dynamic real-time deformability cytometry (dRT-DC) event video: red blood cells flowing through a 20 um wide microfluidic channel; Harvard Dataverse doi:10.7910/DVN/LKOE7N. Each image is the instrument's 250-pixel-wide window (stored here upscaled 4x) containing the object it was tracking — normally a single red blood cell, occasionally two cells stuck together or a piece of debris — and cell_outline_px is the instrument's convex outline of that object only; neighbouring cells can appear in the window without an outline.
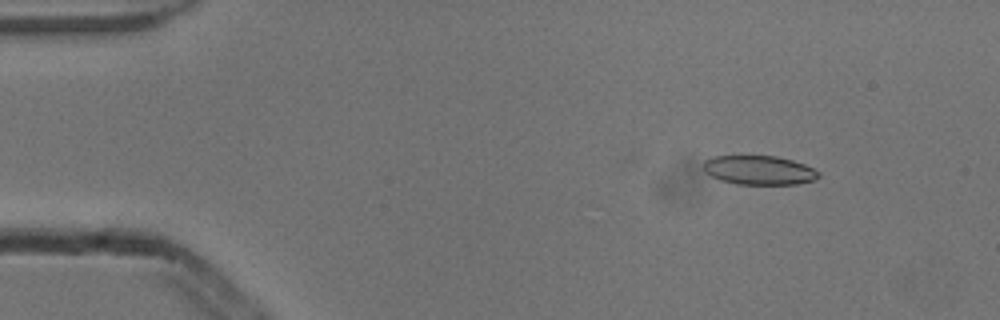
{"species": "common noctule bat (a hibernating species)", "species_latin": "Nyctalus noctula", "temperature_condition": "cold", "stored_images_in_passage": 6, "camera_frame_rate_fps": 3000, "um_per_image_px": 0.085, "animal": {"sex": "male", "body_mass_g": 13.3}, "frame": {"image": 1, "passage_image": 1, "time_ms": 0.0, "image_size_px": [1000, 320], "cell_outline_px": [[820, 176], [816, 180], [796, 184], [736, 184], [720, 180], [704, 172], [704, 160], [712, 156], [776, 156], [792, 160], [804, 164], [820, 172]], "centroid_in_image_um": [64.53, 14.46], "position_along_channel_um": 20.5, "area_um2": 19.59}}
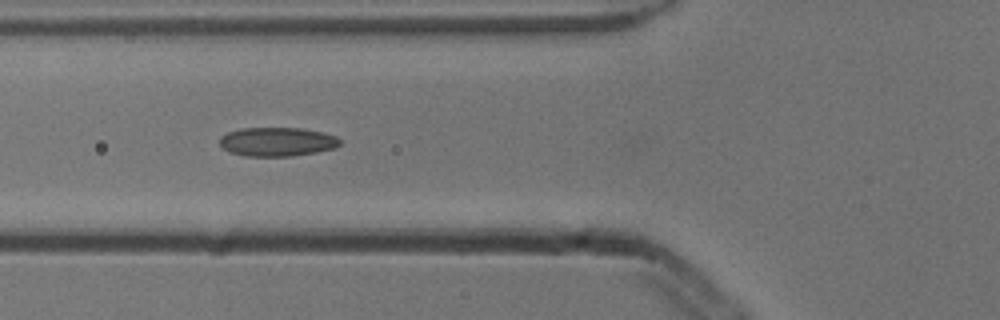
{"frame": {"image": 2, "passage_image": 5, "time_ms": 1.333, "image_size_px": [1000, 320], "cell_outline_px": [[340, 144], [336, 148], [316, 152], [292, 156], [248, 156], [232, 152], [224, 148], [220, 144], [220, 136], [228, 132], [244, 128], [300, 128], [320, 132], [336, 136], [340, 140]], "centroid_in_image_um": [23.58, 12.05], "position_along_channel_um": 102.2, "area_um2": 20.06}}
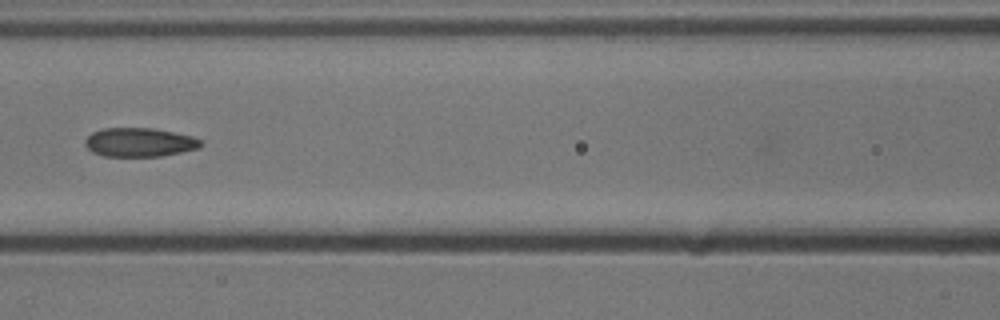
{"frame": {"image": 3, "passage_image": 6, "time_ms": 1.667, "image_size_px": [1000, 320], "cell_outline_px": [[204, 144], [200, 148], [160, 156], [104, 156], [92, 152], [84, 144], [84, 140], [92, 132], [104, 128], [152, 128], [192, 136], [200, 140]], "centroid_in_image_um": [11.84, 12.09], "position_along_channel_um": 154.8, "area_um2": 19.42}}